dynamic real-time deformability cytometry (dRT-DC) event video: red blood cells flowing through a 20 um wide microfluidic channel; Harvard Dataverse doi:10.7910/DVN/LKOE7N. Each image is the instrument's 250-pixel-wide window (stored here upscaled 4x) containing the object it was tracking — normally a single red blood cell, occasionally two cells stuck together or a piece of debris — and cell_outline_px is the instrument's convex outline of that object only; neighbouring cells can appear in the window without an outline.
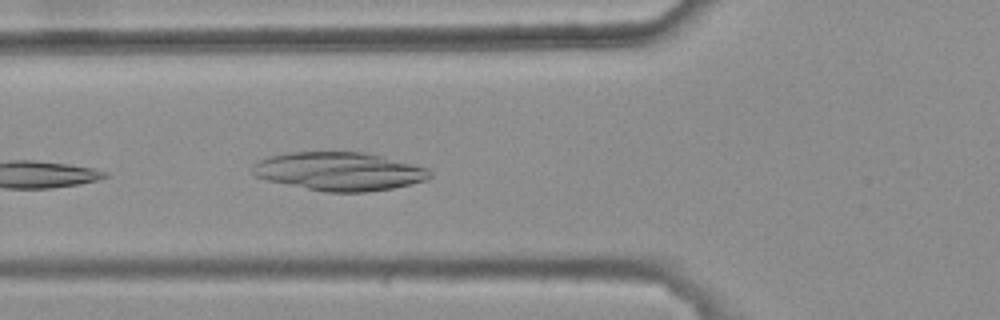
{"species": "common noctule bat (a hibernating species)", "species_latin": "Nyctalus noctula", "temperature_condition": "warm", "stored_images_in_passage": 4, "camera_frame_rate_fps": 3000, "um_per_image_px": 0.085, "animal": {"sex": "female", "body_mass_g": 25.1}, "frame": {"image": 1, "passage_image": 4, "time_ms": 1.0, "image_size_px": [1000, 320], "cell_outline_px": [[432, 176], [424, 180], [392, 188], [364, 192], [324, 192], [268, 180], [256, 176], [252, 172], [252, 164], [268, 156], [288, 152], [364, 152], [428, 168], [432, 172]], "centroid_in_image_um": [28.8, 14.56], "position_along_channel_um": 97.0, "area_um2": 39.36}}